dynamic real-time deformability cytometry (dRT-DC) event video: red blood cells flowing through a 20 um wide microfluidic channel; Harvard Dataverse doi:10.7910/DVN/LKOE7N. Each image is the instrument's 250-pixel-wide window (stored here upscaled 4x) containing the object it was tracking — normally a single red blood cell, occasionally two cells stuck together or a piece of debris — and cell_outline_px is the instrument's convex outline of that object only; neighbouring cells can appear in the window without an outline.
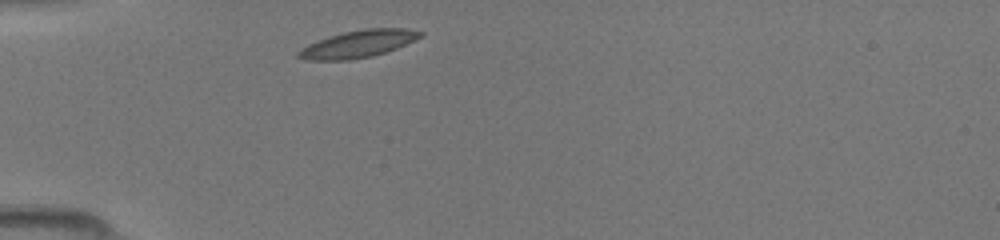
{"species": "common noctule bat (a hibernating species)", "species_latin": "Nyctalus noctula", "temperature_condition": "room temperature", "stored_images_in_passage": 35, "camera_frame_rate_fps": 3000, "um_per_image_px": 0.085, "animal": {"sex": "female", "body_mass_g": 19.5, "forearm_length_mm": 54.1}, "frame": {"image": 1, "passage_image": 1, "time_ms": 0.0, "image_size_px": [1000, 240], "cell_outline_px": [[424, 36], [396, 48], [372, 56], [348, 60], [308, 60], [296, 56], [296, 52], [300, 48], [308, 44], [344, 32], [364, 28], [408, 28], [424, 32]], "centroid_in_image_um": [30.47, 3.73], "position_along_channel_um": 54.5, "area_um2": 19.25}}
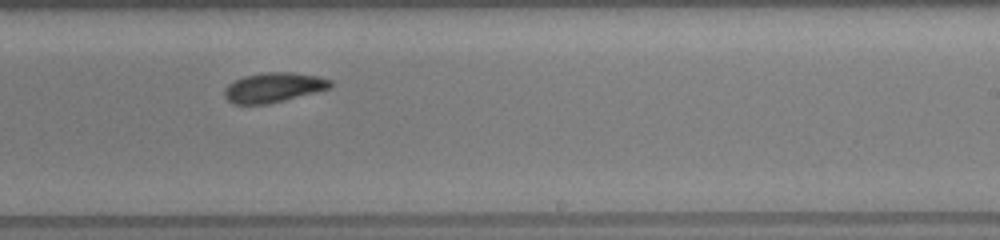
{"frame": {"image": 2, "passage_image": 17, "time_ms": 5.333, "image_size_px": [1000, 240], "cell_outline_px": [[332, 84], [328, 88], [316, 92], [268, 104], [232, 104], [224, 96], [224, 88], [228, 84], [244, 76], [264, 72], [292, 72], [320, 76], [332, 80]], "centroid_in_image_um": [23.24, 7.43], "position_along_channel_um": 265.8, "area_um2": 18.38}}
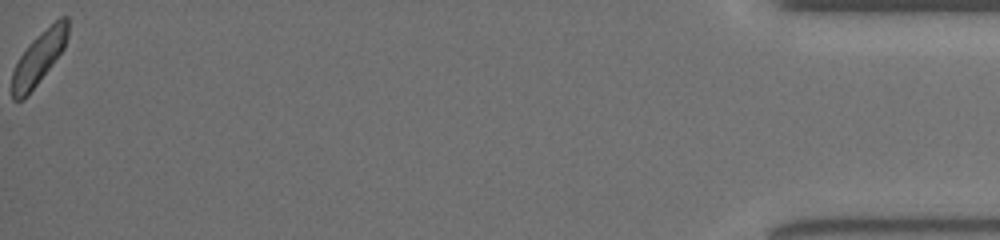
{"frame": {"image": 3, "passage_image": 35, "time_ms": 11.333, "image_size_px": [1000, 240], "cell_outline_px": [[68, 36], [64, 48], [28, 96], [24, 100], [12, 100], [12, 72], [20, 56], [28, 44], [36, 36], [60, 16], [68, 16]], "centroid_in_image_um": [3.3, 4.92], "position_along_channel_um": 431.9, "area_um2": 17.11}}